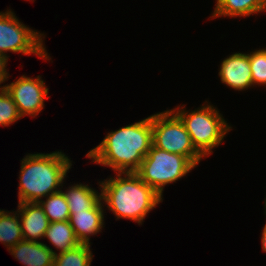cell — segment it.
I'll return each instance as SVG.
<instances>
[{"mask_svg": "<svg viewBox=\"0 0 266 266\" xmlns=\"http://www.w3.org/2000/svg\"><path fill=\"white\" fill-rule=\"evenodd\" d=\"M151 146L152 115L108 132L86 157L96 164L110 167L115 173L136 172Z\"/></svg>", "mask_w": 266, "mask_h": 266, "instance_id": "1", "label": "cell"}, {"mask_svg": "<svg viewBox=\"0 0 266 266\" xmlns=\"http://www.w3.org/2000/svg\"><path fill=\"white\" fill-rule=\"evenodd\" d=\"M115 176L98 184L104 207L116 220L123 218L142 225L147 214L163 202L162 197L135 172L116 173Z\"/></svg>", "mask_w": 266, "mask_h": 266, "instance_id": "2", "label": "cell"}, {"mask_svg": "<svg viewBox=\"0 0 266 266\" xmlns=\"http://www.w3.org/2000/svg\"><path fill=\"white\" fill-rule=\"evenodd\" d=\"M18 203L39 202L62 190L72 161L61 151L27 154L21 160Z\"/></svg>", "mask_w": 266, "mask_h": 266, "instance_id": "3", "label": "cell"}, {"mask_svg": "<svg viewBox=\"0 0 266 266\" xmlns=\"http://www.w3.org/2000/svg\"><path fill=\"white\" fill-rule=\"evenodd\" d=\"M171 110L181 119L193 146L204 158L211 155L232 130L218 108L208 101L192 111L186 110L185 104Z\"/></svg>", "mask_w": 266, "mask_h": 266, "instance_id": "4", "label": "cell"}, {"mask_svg": "<svg viewBox=\"0 0 266 266\" xmlns=\"http://www.w3.org/2000/svg\"><path fill=\"white\" fill-rule=\"evenodd\" d=\"M196 166L185 156L167 152L153 144L135 172L162 198L167 184L182 179Z\"/></svg>", "mask_w": 266, "mask_h": 266, "instance_id": "5", "label": "cell"}, {"mask_svg": "<svg viewBox=\"0 0 266 266\" xmlns=\"http://www.w3.org/2000/svg\"><path fill=\"white\" fill-rule=\"evenodd\" d=\"M152 144L187 157L196 167L203 156L195 149L181 119L171 110L152 114Z\"/></svg>", "mask_w": 266, "mask_h": 266, "instance_id": "6", "label": "cell"}, {"mask_svg": "<svg viewBox=\"0 0 266 266\" xmlns=\"http://www.w3.org/2000/svg\"><path fill=\"white\" fill-rule=\"evenodd\" d=\"M45 35L20 22L16 14L7 9L0 12V54L9 58L7 52L34 54L51 60L44 43Z\"/></svg>", "mask_w": 266, "mask_h": 266, "instance_id": "7", "label": "cell"}, {"mask_svg": "<svg viewBox=\"0 0 266 266\" xmlns=\"http://www.w3.org/2000/svg\"><path fill=\"white\" fill-rule=\"evenodd\" d=\"M4 88L16 104L21 117L39 115L44 109L45 99L49 98V88L40 75L36 78L23 75Z\"/></svg>", "mask_w": 266, "mask_h": 266, "instance_id": "8", "label": "cell"}, {"mask_svg": "<svg viewBox=\"0 0 266 266\" xmlns=\"http://www.w3.org/2000/svg\"><path fill=\"white\" fill-rule=\"evenodd\" d=\"M220 80L231 89L244 91L254 87L252 83L249 53H233L227 56L220 65Z\"/></svg>", "mask_w": 266, "mask_h": 266, "instance_id": "9", "label": "cell"}, {"mask_svg": "<svg viewBox=\"0 0 266 266\" xmlns=\"http://www.w3.org/2000/svg\"><path fill=\"white\" fill-rule=\"evenodd\" d=\"M19 215L23 240L38 242L44 239L45 232L49 227V219L38 202L18 203Z\"/></svg>", "mask_w": 266, "mask_h": 266, "instance_id": "10", "label": "cell"}, {"mask_svg": "<svg viewBox=\"0 0 266 266\" xmlns=\"http://www.w3.org/2000/svg\"><path fill=\"white\" fill-rule=\"evenodd\" d=\"M104 204L102 200L88 211L75 212L70 216V224L80 244H91L90 237L104 228Z\"/></svg>", "mask_w": 266, "mask_h": 266, "instance_id": "11", "label": "cell"}, {"mask_svg": "<svg viewBox=\"0 0 266 266\" xmlns=\"http://www.w3.org/2000/svg\"><path fill=\"white\" fill-rule=\"evenodd\" d=\"M8 251L24 266H53L56 254L46 243L28 240L19 241Z\"/></svg>", "mask_w": 266, "mask_h": 266, "instance_id": "12", "label": "cell"}, {"mask_svg": "<svg viewBox=\"0 0 266 266\" xmlns=\"http://www.w3.org/2000/svg\"><path fill=\"white\" fill-rule=\"evenodd\" d=\"M209 18L248 17L266 11V0H216Z\"/></svg>", "mask_w": 266, "mask_h": 266, "instance_id": "13", "label": "cell"}, {"mask_svg": "<svg viewBox=\"0 0 266 266\" xmlns=\"http://www.w3.org/2000/svg\"><path fill=\"white\" fill-rule=\"evenodd\" d=\"M67 190H62L66 196L69 206L70 216L75 212L88 211L94 208L101 201L100 193L95 188L88 184L77 183L71 184ZM95 189V190H94Z\"/></svg>", "mask_w": 266, "mask_h": 266, "instance_id": "14", "label": "cell"}, {"mask_svg": "<svg viewBox=\"0 0 266 266\" xmlns=\"http://www.w3.org/2000/svg\"><path fill=\"white\" fill-rule=\"evenodd\" d=\"M44 238L57 249L59 253L66 252L77 247L80 242L77 240L70 221L50 222Z\"/></svg>", "mask_w": 266, "mask_h": 266, "instance_id": "15", "label": "cell"}, {"mask_svg": "<svg viewBox=\"0 0 266 266\" xmlns=\"http://www.w3.org/2000/svg\"><path fill=\"white\" fill-rule=\"evenodd\" d=\"M23 240L22 228L17 211L0 209V242L7 249Z\"/></svg>", "mask_w": 266, "mask_h": 266, "instance_id": "16", "label": "cell"}, {"mask_svg": "<svg viewBox=\"0 0 266 266\" xmlns=\"http://www.w3.org/2000/svg\"><path fill=\"white\" fill-rule=\"evenodd\" d=\"M50 222L66 221L70 219V211L66 196L62 190L50 194L45 200L38 202Z\"/></svg>", "mask_w": 266, "mask_h": 266, "instance_id": "17", "label": "cell"}, {"mask_svg": "<svg viewBox=\"0 0 266 266\" xmlns=\"http://www.w3.org/2000/svg\"><path fill=\"white\" fill-rule=\"evenodd\" d=\"M90 244H79L66 252L56 253L53 266H91L93 253Z\"/></svg>", "mask_w": 266, "mask_h": 266, "instance_id": "18", "label": "cell"}, {"mask_svg": "<svg viewBox=\"0 0 266 266\" xmlns=\"http://www.w3.org/2000/svg\"><path fill=\"white\" fill-rule=\"evenodd\" d=\"M253 86H266V48L249 53Z\"/></svg>", "mask_w": 266, "mask_h": 266, "instance_id": "19", "label": "cell"}, {"mask_svg": "<svg viewBox=\"0 0 266 266\" xmlns=\"http://www.w3.org/2000/svg\"><path fill=\"white\" fill-rule=\"evenodd\" d=\"M14 101L5 88L0 89V125L8 127L21 119Z\"/></svg>", "mask_w": 266, "mask_h": 266, "instance_id": "20", "label": "cell"}, {"mask_svg": "<svg viewBox=\"0 0 266 266\" xmlns=\"http://www.w3.org/2000/svg\"><path fill=\"white\" fill-rule=\"evenodd\" d=\"M8 60L9 59L7 57L0 54V89H3L5 87L4 84L3 86L1 85L2 83L8 80L9 75H10L8 74L7 69H6Z\"/></svg>", "mask_w": 266, "mask_h": 266, "instance_id": "21", "label": "cell"}, {"mask_svg": "<svg viewBox=\"0 0 266 266\" xmlns=\"http://www.w3.org/2000/svg\"><path fill=\"white\" fill-rule=\"evenodd\" d=\"M262 250L266 252V226L264 225L261 235Z\"/></svg>", "mask_w": 266, "mask_h": 266, "instance_id": "22", "label": "cell"}, {"mask_svg": "<svg viewBox=\"0 0 266 266\" xmlns=\"http://www.w3.org/2000/svg\"><path fill=\"white\" fill-rule=\"evenodd\" d=\"M264 203H265V205H264V206H265V208H264V209H265V212H264V213H265V215H266V198H265ZM265 226H266V223H265Z\"/></svg>", "mask_w": 266, "mask_h": 266, "instance_id": "23", "label": "cell"}]
</instances>
